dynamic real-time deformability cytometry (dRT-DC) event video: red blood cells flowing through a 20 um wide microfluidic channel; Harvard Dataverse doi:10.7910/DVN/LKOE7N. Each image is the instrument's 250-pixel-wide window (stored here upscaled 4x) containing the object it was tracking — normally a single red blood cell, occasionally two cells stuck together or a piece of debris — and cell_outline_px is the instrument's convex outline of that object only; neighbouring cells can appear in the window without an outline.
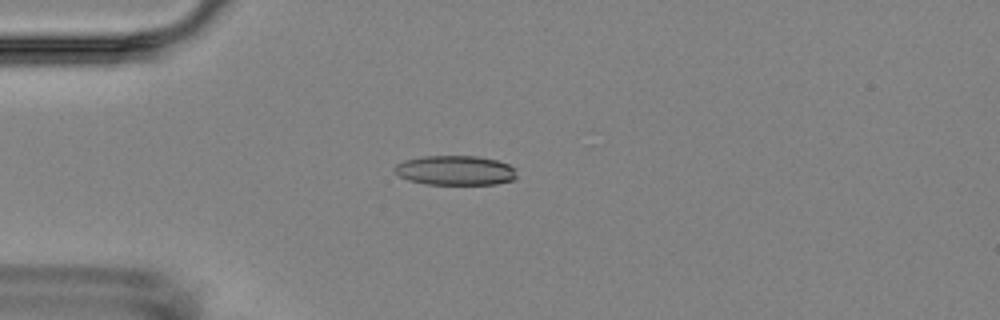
{"species": "Egyptian fruit bat (a non-hibernating species)", "species_latin": "Rousettus aegyptiacus", "temperature_condition": "room temperature", "stored_images_in_passage": 8, "camera_frame_rate_fps": 3000, "um_per_image_px": 0.085, "animal": {"sex": "female"}, "frame": {"image": 1, "passage_image": 4, "time_ms": 4.333, "image_size_px": [1000, 320], "cell_outline_px": [[516, 176], [512, 180], [496, 184], [424, 184], [408, 180], [400, 176], [392, 168], [396, 164], [404, 160], [424, 156], [476, 156], [496, 160], [508, 164], [516, 168]], "centroid_in_image_um": [38.69, 14.48], "position_along_channel_um": 46.3, "area_um2": 21.1}}
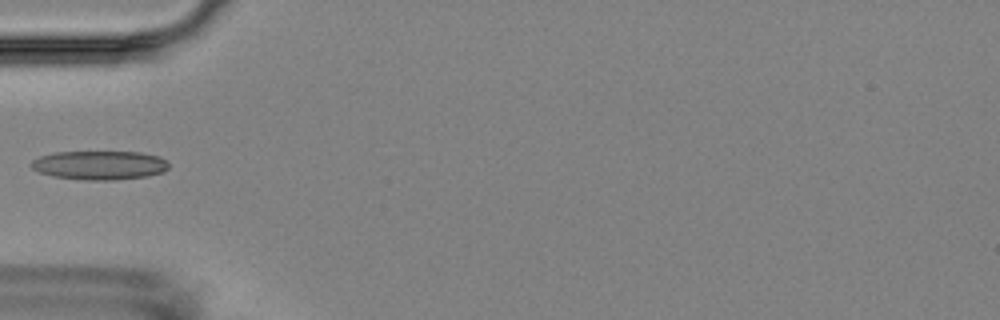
{"frame": {"image": 2, "passage_image": 5, "time_ms": 5.667, "image_size_px": [1000, 320], "cell_outline_px": [[168, 168], [164, 172], [148, 176], [112, 180], [80, 180], [52, 176], [40, 172], [32, 168], [28, 164], [32, 160], [40, 156], [56, 152], [140, 152], [160, 156], [168, 164]], "centroid_in_image_um": [8.45, 14.04], "position_along_channel_um": 76.6, "area_um2": 23.29}}